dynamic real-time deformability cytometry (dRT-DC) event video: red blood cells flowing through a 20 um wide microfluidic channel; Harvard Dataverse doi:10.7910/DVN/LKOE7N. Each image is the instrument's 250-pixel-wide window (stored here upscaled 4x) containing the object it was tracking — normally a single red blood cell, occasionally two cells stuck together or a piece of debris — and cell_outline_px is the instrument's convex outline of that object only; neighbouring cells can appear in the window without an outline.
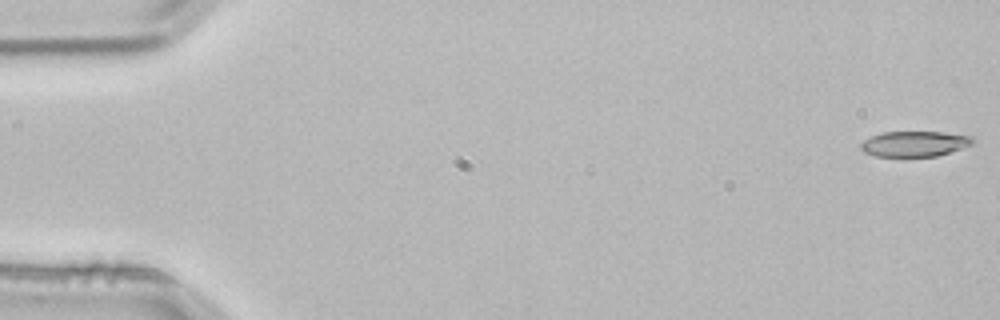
{"species": "common noctule bat (a hibernating species)", "species_latin": "Nyctalus noctula", "temperature_condition": "room temperature", "stored_images_in_passage": 4, "camera_frame_rate_fps": 3000, "um_per_image_px": 0.085, "animal": {"sex": "male", "body_mass_g": 21.5, "forearm_length_mm": 52.0}, "frame": {"image": 1, "passage_image": 1, "time_ms": 0.0, "image_size_px": [1000, 320], "cell_outline_px": [[976, 140], [972, 144], [936, 156], [876, 156], [864, 152], [860, 148], [860, 144], [864, 140], [872, 136], [884, 132], [940, 132], [972, 136]], "centroid_in_image_um": [77.73, 12.22], "position_along_channel_um": 7.3, "area_um2": 16.36}}